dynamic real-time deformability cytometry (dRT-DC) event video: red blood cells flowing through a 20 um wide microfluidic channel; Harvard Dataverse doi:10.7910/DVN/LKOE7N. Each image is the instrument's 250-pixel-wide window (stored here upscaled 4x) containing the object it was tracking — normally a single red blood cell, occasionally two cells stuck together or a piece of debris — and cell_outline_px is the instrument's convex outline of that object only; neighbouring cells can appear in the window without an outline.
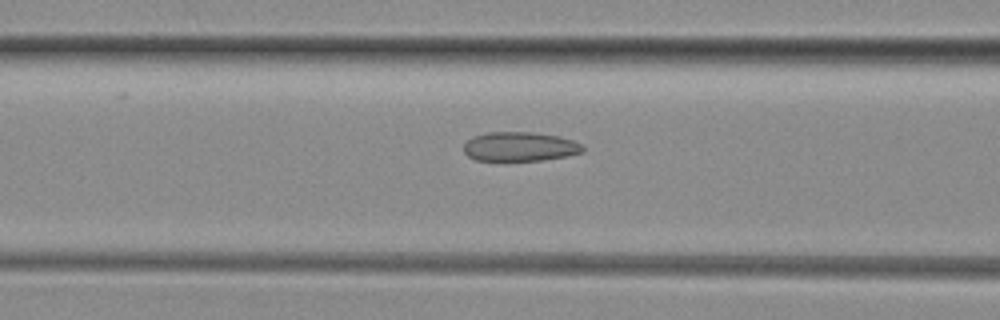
{"species": "common noctule bat (a hibernating species)", "species_latin": "Nyctalus noctula", "temperature_condition": "room temperature", "stored_images_in_passage": 15, "camera_frame_rate_fps": 3000, "um_per_image_px": 0.085, "animal": {"sex": "female", "body_mass_g": 29.2, "forearm_length_mm": 56.3}, "frame": {"image": 1, "passage_image": 13, "time_ms": 4.0, "image_size_px": [1000, 320], "cell_outline_px": [[584, 152], [564, 156], [540, 160], [476, 160], [468, 156], [464, 152], [464, 144], [472, 136], [488, 132], [532, 132], [560, 136], [572, 140], [580, 144], [584, 148]], "centroid_in_image_um": [44.17, 12.45], "position_along_channel_um": 122.4, "area_um2": 20.17}}